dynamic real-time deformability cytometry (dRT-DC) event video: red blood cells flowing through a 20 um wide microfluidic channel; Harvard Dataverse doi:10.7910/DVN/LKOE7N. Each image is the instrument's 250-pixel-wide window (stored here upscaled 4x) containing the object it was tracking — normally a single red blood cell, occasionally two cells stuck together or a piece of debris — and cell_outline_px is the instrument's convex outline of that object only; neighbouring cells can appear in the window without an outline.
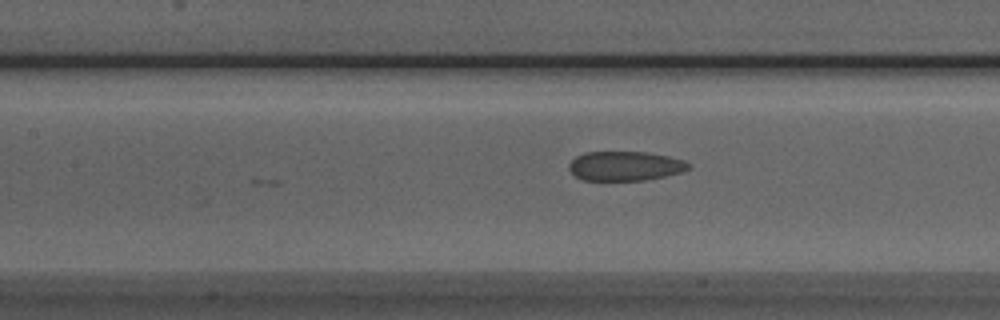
{"species": "Egyptian fruit bat (a non-hibernating species)", "species_latin": "Rousettus aegyptiacus", "temperature_condition": "room temperature", "stored_images_in_passage": 30, "camera_frame_rate_fps": 3000, "um_per_image_px": 0.085, "animal": {"sex": "male"}, "frame": {"image": 1, "passage_image": 12, "time_ms": 3.667, "image_size_px": [1000, 320], "cell_outline_px": [[688, 168], [680, 172], [664, 176], [644, 180], [580, 180], [568, 168], [568, 164], [576, 156], [584, 152], [644, 152], [668, 156], [684, 160], [688, 164]], "centroid_in_image_um": [53.07, 14.11], "position_along_channel_um": 154.3, "area_um2": 20.29}}
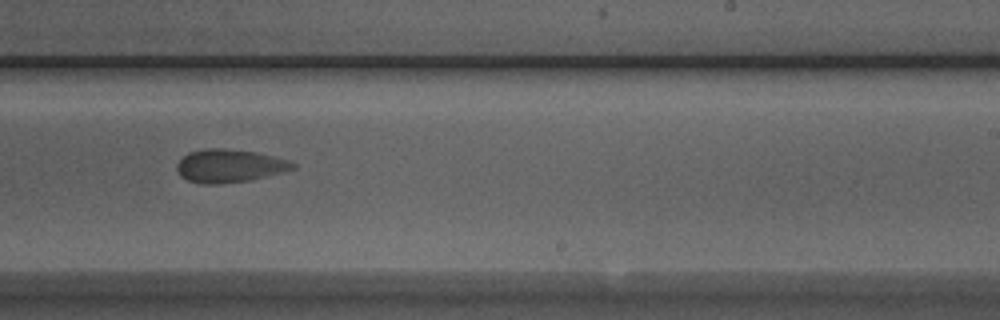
{"frame": {"image": 2, "passage_image": 21, "time_ms": 6.667, "image_size_px": [1000, 320], "cell_outline_px": [[296, 168], [248, 180], [220, 184], [200, 184], [188, 180], [180, 176], [176, 168], [176, 164], [188, 152], [208, 148], [224, 148], [256, 152], [288, 160], [296, 164]], "centroid_in_image_um": [19.45, 14.09], "position_along_channel_um": 269.5, "area_um2": 22.2}}
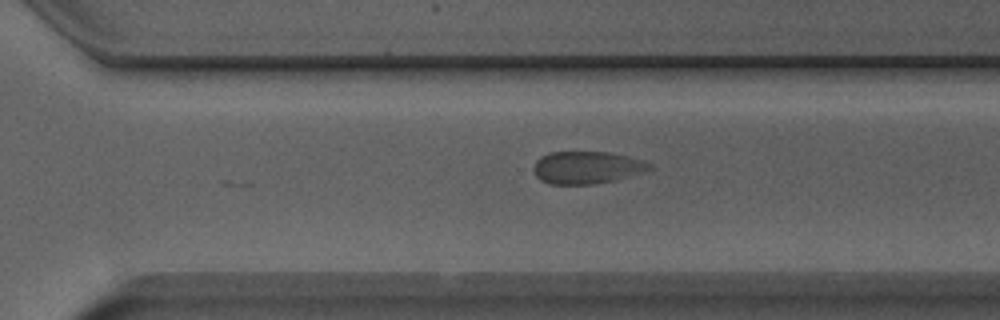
{"frame": {"image": 3, "passage_image": 25, "time_ms": 8.0, "image_size_px": [1000, 320], "cell_outline_px": [[652, 168], [640, 172], [612, 180], [592, 184], [548, 184], [540, 180], [536, 176], [532, 168], [536, 160], [540, 156], [548, 152], [608, 152], [628, 156], [652, 164]], "centroid_in_image_um": [49.79, 14.23], "position_along_channel_um": 320.8, "area_um2": 21.68}, "authors_computed_cell_mechanics": {"area_um2": 22.4553, "velocity_mm_per_s": 3.8512, "shape_relaxation_time_tau1_ms": null, "shape_relaxation_time_tau2_ms": 1.6633, "deformation_change_tau1": null, "deformation_change_tau2": 0.0602}}